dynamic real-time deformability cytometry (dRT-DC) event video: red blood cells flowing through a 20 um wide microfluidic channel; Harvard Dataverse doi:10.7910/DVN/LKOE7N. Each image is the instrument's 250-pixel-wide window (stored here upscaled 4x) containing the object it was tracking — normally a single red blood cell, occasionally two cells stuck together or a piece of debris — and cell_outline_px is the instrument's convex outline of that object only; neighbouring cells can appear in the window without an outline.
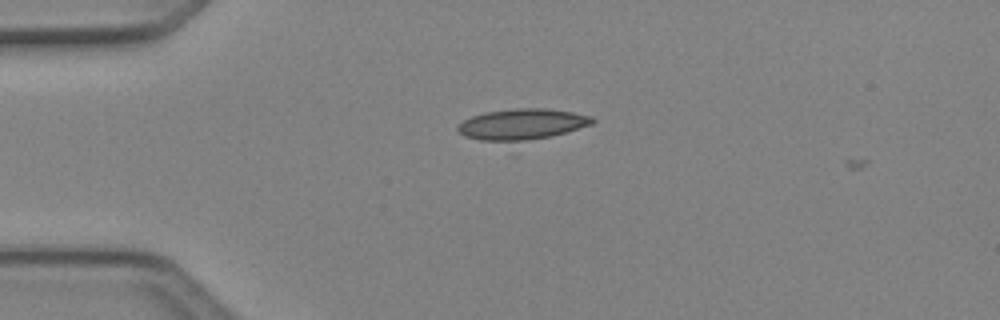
{"species": "Egyptian fruit bat (a non-hibernating species)", "species_latin": "Rousettus aegyptiacus", "temperature_condition": "cold", "stored_images_in_passage": 2, "camera_frame_rate_fps": 3000, "um_per_image_px": 0.085, "animal": {"sex": "female"}, "frame": {"image": 1, "passage_image": 1, "time_ms": 0.0, "image_size_px": [1000, 320], "cell_outline_px": [[596, 120], [592, 124], [564, 132], [548, 136], [528, 140], [480, 140], [464, 136], [456, 128], [464, 120], [472, 116], [484, 112], [516, 108], [548, 108], [572, 112], [592, 116]], "centroid_in_image_um": [44.37, 10.53], "position_along_channel_um": 40.6, "area_um2": 23.76}}